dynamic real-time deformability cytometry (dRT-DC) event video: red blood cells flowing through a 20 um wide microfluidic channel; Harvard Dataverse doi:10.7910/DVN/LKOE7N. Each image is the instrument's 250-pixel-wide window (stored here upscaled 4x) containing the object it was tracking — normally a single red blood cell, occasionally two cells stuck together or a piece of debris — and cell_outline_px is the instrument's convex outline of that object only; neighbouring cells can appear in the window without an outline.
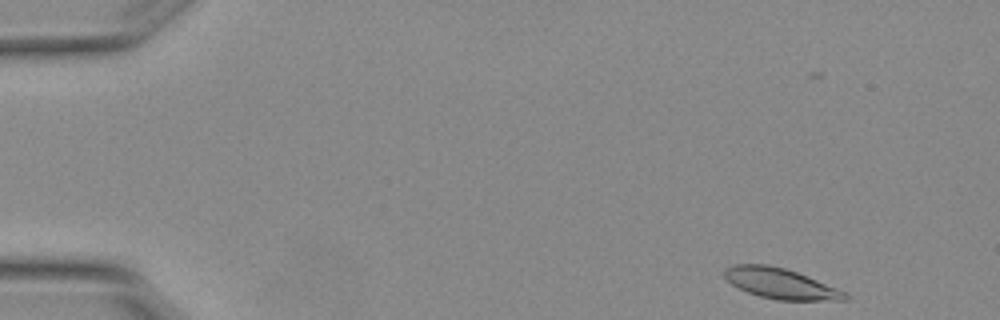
{"species": "Egyptian fruit bat (a non-hibernating species)", "species_latin": "Rousettus aegyptiacus", "temperature_condition": "warm", "stored_images_in_passage": 4, "camera_frame_rate_fps": 3000, "um_per_image_px": 0.085, "animal": {"sex": "female"}, "frame": {"image": 1, "passage_image": 1, "time_ms": 0.0, "image_size_px": [1000, 320], "cell_outline_px": [[848, 300], [776, 300], [760, 296], [748, 292], [732, 284], [724, 276], [724, 268], [736, 264], [768, 264], [784, 268], [808, 276], [848, 292]], "centroid_in_image_um": [66.38, 24.1], "position_along_channel_um": 18.6, "area_um2": 21.39}}
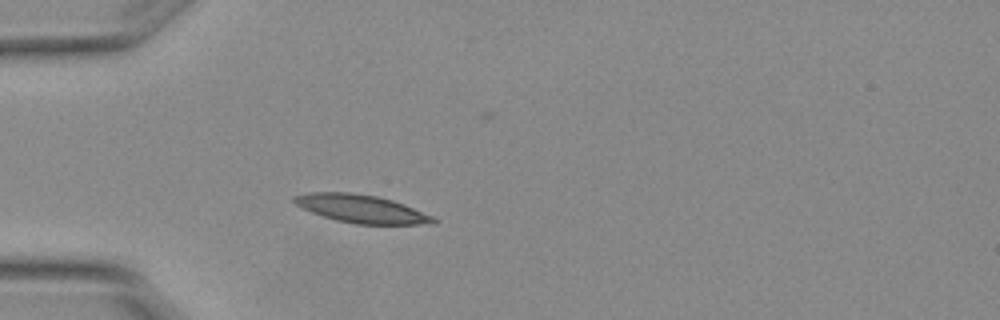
{"frame": {"image": 2, "passage_image": 4, "time_ms": 1.0, "image_size_px": [1000, 320], "cell_outline_px": [[436, 224], [356, 224], [336, 220], [312, 212], [296, 204], [292, 200], [292, 196], [308, 192], [348, 192], [376, 196], [392, 200], [404, 204], [432, 216], [436, 220]], "centroid_in_image_um": [30.7, 17.74], "position_along_channel_um": 54.3, "area_um2": 22.54}}